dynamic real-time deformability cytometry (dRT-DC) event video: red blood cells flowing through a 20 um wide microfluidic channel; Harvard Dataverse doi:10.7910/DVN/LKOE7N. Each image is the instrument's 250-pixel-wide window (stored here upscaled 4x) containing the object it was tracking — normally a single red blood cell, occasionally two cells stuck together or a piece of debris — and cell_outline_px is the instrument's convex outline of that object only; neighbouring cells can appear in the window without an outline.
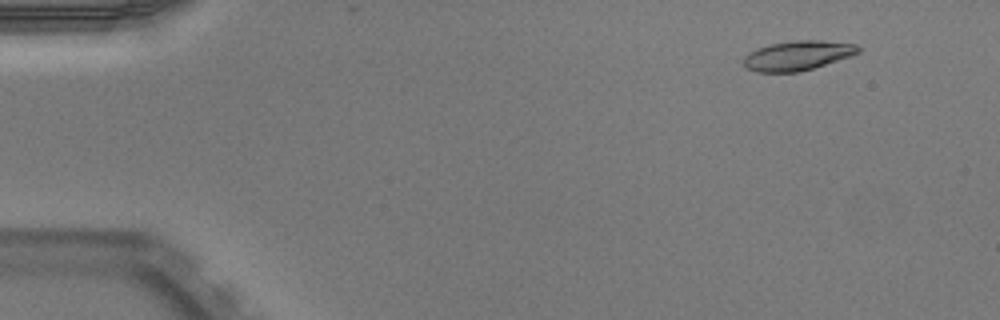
{"species": "Egyptian fruit bat (a non-hibernating species)", "species_latin": "Rousettus aegyptiacus", "temperature_condition": "warm", "stored_images_in_passage": 51, "camera_frame_rate_fps": 3000, "um_per_image_px": 0.085, "animal": {"sex": "male"}, "frame": {"image": 1, "passage_image": 5, "time_ms": 1.333, "image_size_px": [1000, 320], "cell_outline_px": [[860, 52], [800, 72], [756, 72], [744, 68], [744, 56], [748, 52], [756, 48], [772, 44], [796, 40], [820, 40], [856, 44], [860, 48]], "centroid_in_image_um": [67.73, 4.72], "position_along_channel_um": 17.3, "area_um2": 19.59}}
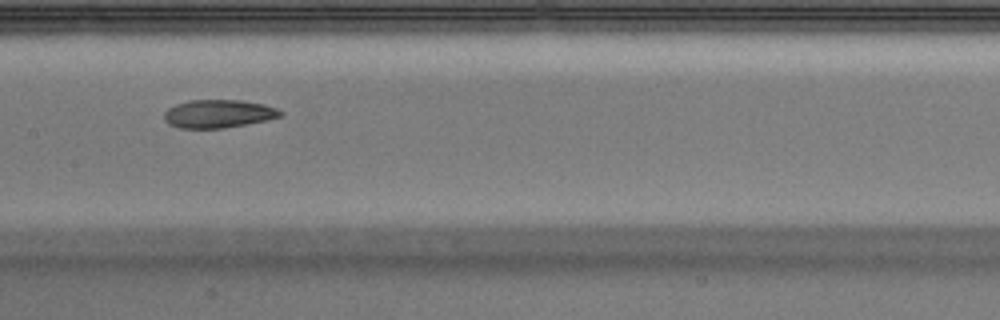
{"frame": {"image": 2, "passage_image": 26, "time_ms": 8.333, "image_size_px": [1000, 320], "cell_outline_px": [[284, 116], [224, 128], [180, 128], [168, 124], [164, 120], [164, 112], [168, 108], [176, 104], [188, 100], [240, 100], [264, 104], [276, 108], [284, 112]], "centroid_in_image_um": [18.55, 9.66], "position_along_channel_um": 188.9, "area_um2": 19.07}}
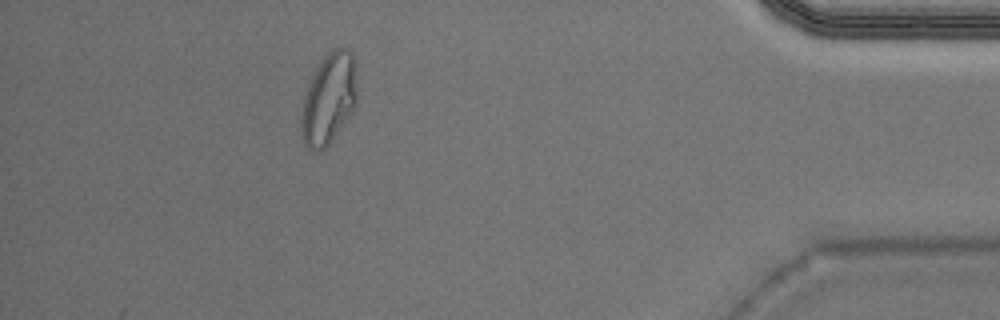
{"frame": {"image": 3, "passage_image": 46, "time_ms": 15.0, "image_size_px": [1000, 320], "cell_outline_px": [[356, 104], [348, 116], [328, 144], [320, 152], [316, 152], [308, 148], [304, 144], [300, 128], [300, 120], [304, 96], [312, 76], [316, 68], [324, 56], [332, 48], [344, 48], [352, 52], [356, 64]], "centroid_in_image_um": [27.93, 8.38], "position_along_channel_um": 407.3, "area_um2": 29.42}, "authors_computed_cell_mechanics": {"area_um2": 20.1144, "velocity_mm_per_s": 3.9828, "shape_relaxation_time_tau1_ms": null, "shape_relaxation_time_tau2_ms": 2.5608, "deformation_change_tau1": null, "deformation_change_tau2": 0.082}}